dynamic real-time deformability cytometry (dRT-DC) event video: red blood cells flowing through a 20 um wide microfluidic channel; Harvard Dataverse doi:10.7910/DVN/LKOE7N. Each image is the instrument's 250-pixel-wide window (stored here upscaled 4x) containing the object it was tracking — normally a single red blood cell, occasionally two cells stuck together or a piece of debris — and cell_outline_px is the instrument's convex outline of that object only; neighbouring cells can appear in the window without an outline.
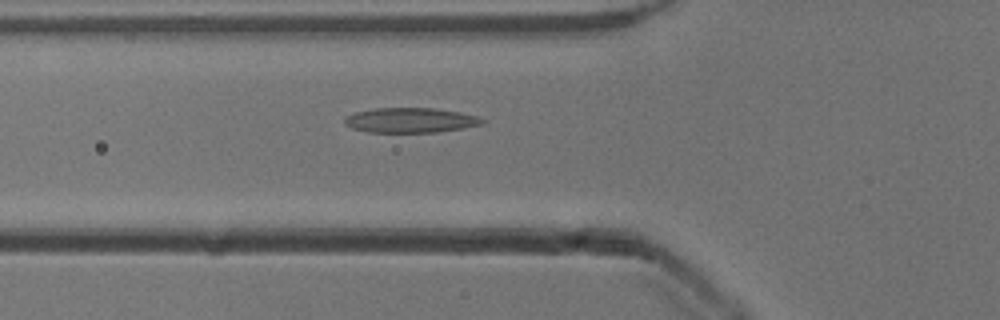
{"species": "common noctule bat (a hibernating species)", "species_latin": "Nyctalus noctula", "temperature_condition": "cold", "stored_images_in_passage": 13, "camera_frame_rate_fps": 3000, "um_per_image_px": 0.085, "animal": {"sex": "male", "body_mass_g": 13.3}, "frame": {"image": 1, "passage_image": 3, "time_ms": 0.667, "image_size_px": [1000, 320], "cell_outline_px": [[488, 120], [484, 124], [464, 128], [436, 132], [368, 132], [352, 128], [344, 124], [344, 120], [348, 116], [356, 112], [376, 108], [432, 108], [460, 112], [476, 116]], "centroid_in_image_um": [34.93, 10.22], "position_along_channel_um": 90.9, "area_um2": 19.94}}
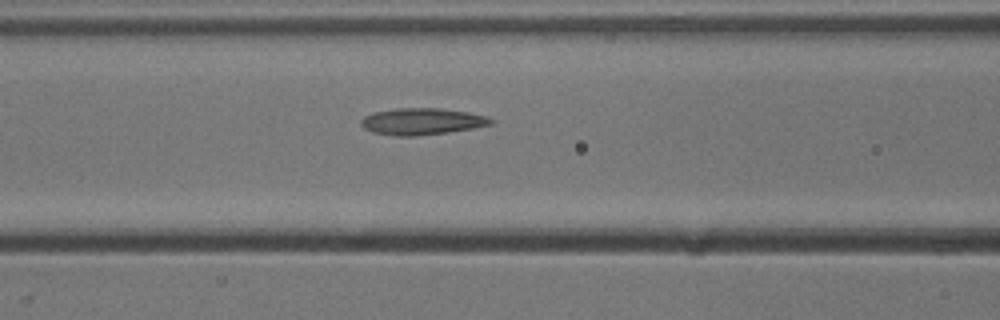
{"frame": {"image": 2, "passage_image": 6, "time_ms": 1.667, "image_size_px": [1000, 320], "cell_outline_px": [[496, 120], [492, 124], [472, 128], [448, 132], [416, 136], [396, 136], [372, 132], [364, 128], [360, 124], [360, 120], [364, 116], [372, 112], [396, 108], [440, 108], [468, 112], [488, 116]], "centroid_in_image_um": [35.86, 10.31], "position_along_channel_um": 130.7, "area_um2": 20.35}}